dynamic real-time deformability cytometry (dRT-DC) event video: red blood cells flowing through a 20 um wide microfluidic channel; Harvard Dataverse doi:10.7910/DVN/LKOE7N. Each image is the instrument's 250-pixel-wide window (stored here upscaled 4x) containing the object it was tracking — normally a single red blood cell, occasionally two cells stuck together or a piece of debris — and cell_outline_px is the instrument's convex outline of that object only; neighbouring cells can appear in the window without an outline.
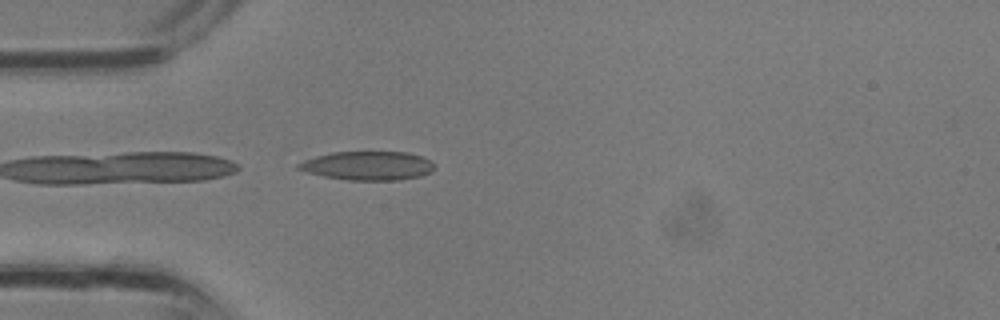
{"species": "common noctule bat (a hibernating species)", "species_latin": "Nyctalus noctula", "temperature_condition": "room temperature", "stored_images_in_passage": 30, "camera_frame_rate_fps": 3000, "um_per_image_px": 0.085, "animal": {"sex": "male", "body_mass_g": 13.3}, "frame": {"image": 1, "passage_image": 6, "time_ms": 1.667, "image_size_px": [1000, 320], "cell_outline_px": [[432, 168], [428, 172], [420, 176], [400, 180], [348, 180], [324, 176], [308, 172], [296, 168], [296, 164], [304, 160], [316, 156], [332, 152], [408, 152], [420, 156], [428, 160], [432, 164]], "centroid_in_image_um": [31.21, 14.08], "position_along_channel_um": 53.8, "area_um2": 22.54}}
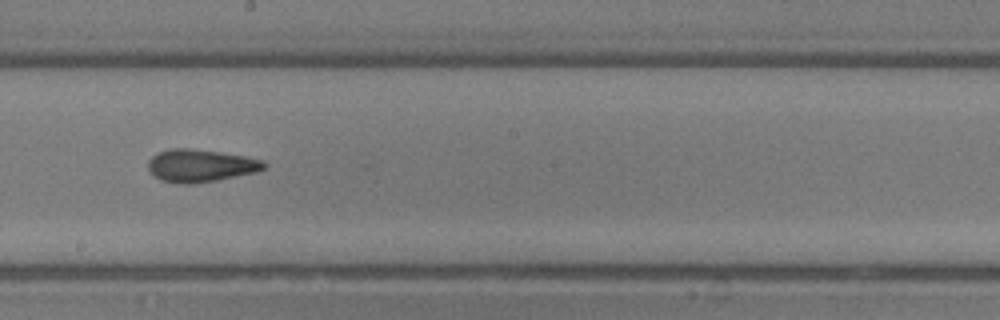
{"frame": {"image": 2, "passage_image": 15, "time_ms": 4.667, "image_size_px": [1000, 320], "cell_outline_px": [[268, 164], [264, 168], [256, 172], [216, 180], [192, 184], [176, 184], [160, 180], [148, 168], [148, 160], [156, 152], [172, 148], [188, 148], [220, 152], [244, 156], [264, 160]], "centroid_in_image_um": [17.03, 14.08], "position_along_channel_um": 231.2, "area_um2": 22.08}}
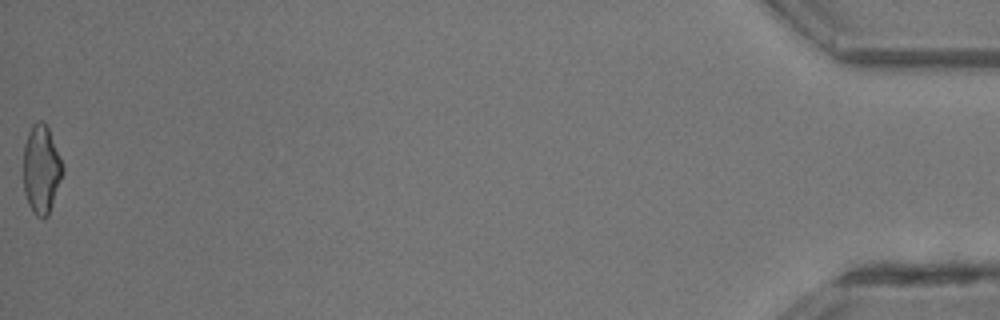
{"frame": {"image": 3, "passage_image": 30, "time_ms": 9.667, "image_size_px": [1000, 320], "cell_outline_px": [[64, 172], [48, 216], [44, 220], [36, 216], [32, 212], [28, 204], [24, 192], [24, 144], [28, 132], [32, 124], [36, 120], [40, 120], [48, 128], [64, 164]], "centroid_in_image_um": [3.52, 14.42], "position_along_channel_um": 431.7, "area_um2": 20.52}}